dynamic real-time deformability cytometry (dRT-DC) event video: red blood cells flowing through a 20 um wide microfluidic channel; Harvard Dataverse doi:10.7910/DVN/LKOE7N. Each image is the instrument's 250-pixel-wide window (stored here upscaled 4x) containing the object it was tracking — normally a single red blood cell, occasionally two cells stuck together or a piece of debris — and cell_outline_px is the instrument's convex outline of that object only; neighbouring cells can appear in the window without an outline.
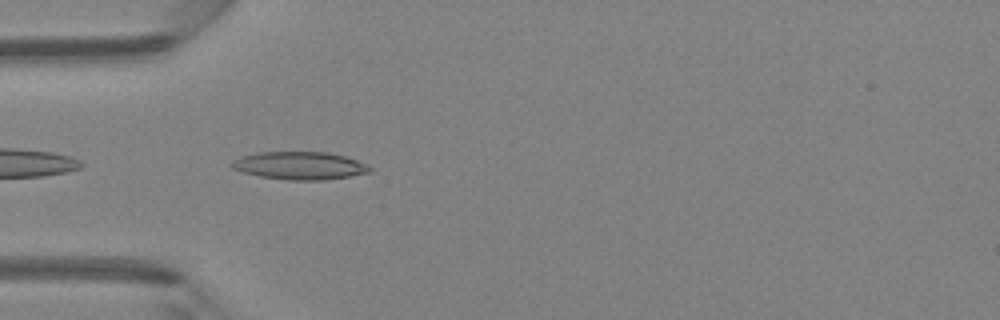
{"species": "Egyptian fruit bat (a non-hibernating species)", "species_latin": "Rousettus aegyptiacus", "temperature_condition": "room temperature", "stored_images_in_passage": 4, "camera_frame_rate_fps": 3000, "um_per_image_px": 0.085, "animal": {"sex": "female"}, "frame": {"image": 1, "passage_image": 1, "time_ms": 0.0, "image_size_px": [1000, 320], "cell_outline_px": [[372, 172], [324, 180], [288, 180], [260, 176], [244, 172], [232, 168], [228, 164], [232, 160], [240, 156], [256, 152], [328, 152], [344, 156], [356, 160], [372, 168]], "centroid_in_image_um": [25.43, 14.07], "position_along_channel_um": 59.6, "area_um2": 22.37}}